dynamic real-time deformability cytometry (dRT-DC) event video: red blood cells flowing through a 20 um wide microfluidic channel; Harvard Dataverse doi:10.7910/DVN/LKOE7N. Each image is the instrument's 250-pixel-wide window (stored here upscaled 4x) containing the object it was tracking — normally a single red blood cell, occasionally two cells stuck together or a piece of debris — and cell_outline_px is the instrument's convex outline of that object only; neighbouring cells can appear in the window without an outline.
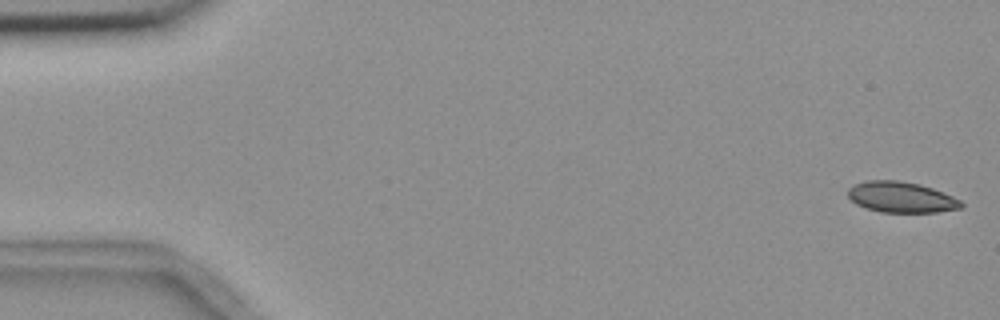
{"species": "common noctule bat (a hibernating species)", "species_latin": "Nyctalus noctula", "temperature_condition": "room temperature", "stored_images_in_passage": 4, "segment_of_instrument_passage": [1, 2], "camera_frame_rate_fps": 3000, "um_per_image_px": 0.085, "animal": {"sex": "female", "body_mass_g": 18.4}, "frame": {"image": 1, "passage_image": 1, "time_ms": 0.0, "image_size_px": [1000, 320], "cell_outline_px": [[964, 204], [960, 208], [936, 212], [880, 212], [856, 204], [848, 196], [848, 188], [864, 180], [900, 180], [920, 184], [944, 192], [960, 200]], "centroid_in_image_um": [76.6, 16.75], "position_along_channel_um": 8.4, "area_um2": 20.29}}